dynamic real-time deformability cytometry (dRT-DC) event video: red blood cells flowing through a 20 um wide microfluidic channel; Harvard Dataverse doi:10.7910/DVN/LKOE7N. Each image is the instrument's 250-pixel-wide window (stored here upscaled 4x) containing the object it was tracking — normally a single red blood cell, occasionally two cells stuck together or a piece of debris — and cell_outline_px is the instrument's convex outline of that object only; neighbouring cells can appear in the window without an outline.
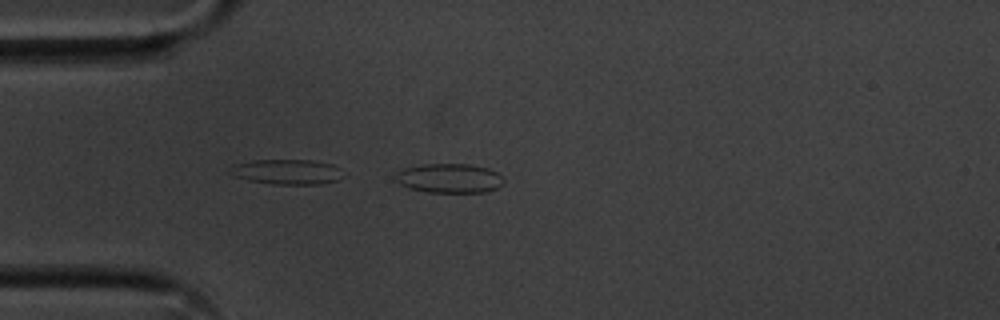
{"species": "common noctule bat (a hibernating species)", "species_latin": "Nyctalus noctula", "temperature_condition": "cold", "stored_images_in_passage": 21, "camera_frame_rate_fps": 3000, "um_per_image_px": 0.085, "animal": {"sex": "male", "body_mass_g": 20.1, "forearm_length_mm": 53.5}, "frame": {"image": 1, "passage_image": 1, "time_ms": 0.0, "image_size_px": [1000, 320], "cell_outline_px": [[504, 184], [496, 188], [484, 192], [428, 192], [412, 188], [400, 184], [396, 180], [396, 172], [404, 168], [424, 164], [468, 164], [488, 168], [496, 172], [504, 180]], "centroid_in_image_um": [38.21, 15.14], "position_along_channel_um": 46.8, "area_um2": 18.32}}
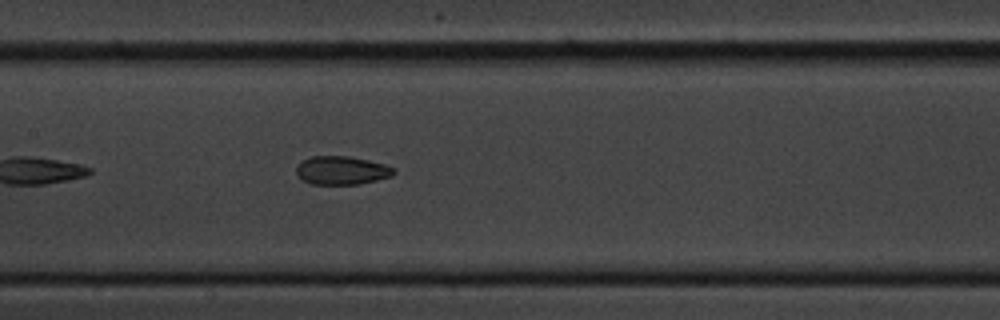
{"frame": {"image": 2, "passage_image": 13, "time_ms": 4.0, "image_size_px": [1000, 320], "cell_outline_px": [[396, 172], [392, 176], [360, 184], [312, 184], [300, 180], [296, 172], [296, 168], [304, 160], [312, 156], [348, 156], [368, 160], [384, 164], [396, 168]], "centroid_in_image_um": [29.06, 14.49], "position_along_channel_um": 178.3, "area_um2": 16.18}}
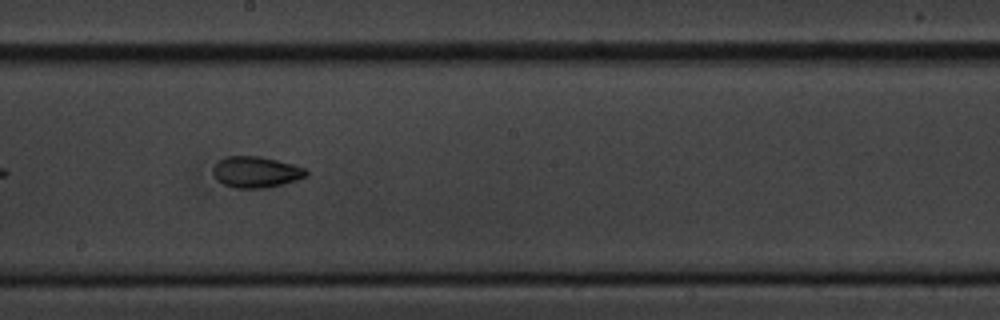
{"frame": {"image": 3, "passage_image": 17, "time_ms": 5.333, "image_size_px": [1000, 320], "cell_outline_px": [[308, 176], [284, 184], [268, 188], [236, 188], [224, 184], [216, 180], [212, 172], [212, 168], [220, 160], [228, 156], [260, 156], [292, 164], [304, 168], [308, 172]], "centroid_in_image_um": [21.76, 14.63], "position_along_channel_um": 226.4, "area_um2": 16.94}}